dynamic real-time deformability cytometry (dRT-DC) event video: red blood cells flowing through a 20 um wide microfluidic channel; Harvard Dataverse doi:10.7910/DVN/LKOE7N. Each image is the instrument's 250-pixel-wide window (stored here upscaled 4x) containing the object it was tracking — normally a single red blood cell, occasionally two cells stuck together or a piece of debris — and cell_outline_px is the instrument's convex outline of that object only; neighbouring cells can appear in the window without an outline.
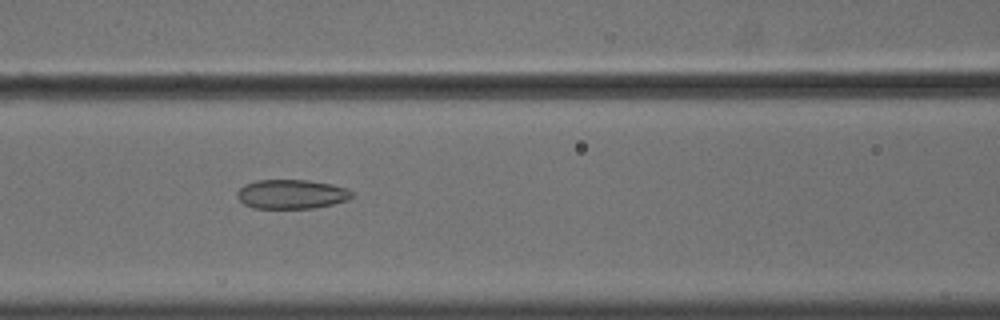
{"species": "common noctule bat (a hibernating species)", "species_latin": "Nyctalus noctula", "temperature_condition": "cold", "stored_images_in_passage": 55, "camera_frame_rate_fps": 3000, "um_per_image_px": 0.085, "animal": {"sex": "male", "body_mass_g": 18.8}, "frame": {"image": 1, "passage_image": 24, "time_ms": 7.667, "image_size_px": [1000, 320], "cell_outline_px": [[352, 196], [348, 200], [332, 204], [312, 208], [252, 208], [244, 204], [236, 196], [236, 192], [244, 184], [256, 180], [308, 180], [332, 184], [348, 188], [352, 192]], "centroid_in_image_um": [24.76, 16.5], "position_along_channel_um": 141.8, "area_um2": 19.65}}
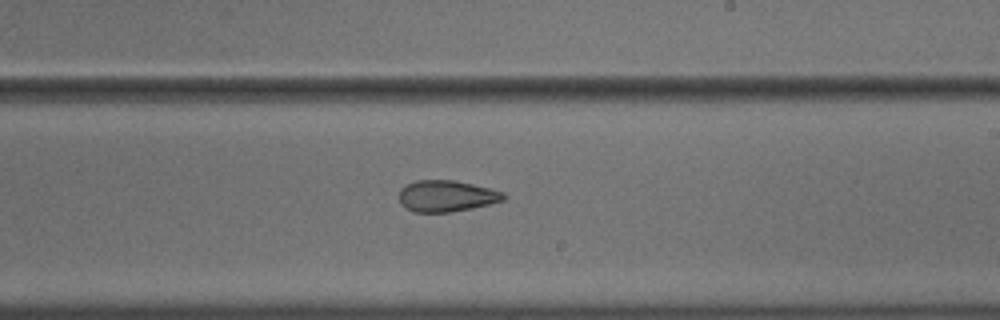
{"frame": {"image": 2, "passage_image": 33, "time_ms": 10.667, "image_size_px": [1000, 320], "cell_outline_px": [[508, 196], [504, 200], [472, 208], [448, 212], [412, 212], [404, 208], [400, 204], [400, 188], [416, 180], [452, 180], [472, 184], [504, 192]], "centroid_in_image_um": [37.93, 16.67], "position_along_channel_um": 251.1, "area_um2": 19.07}}
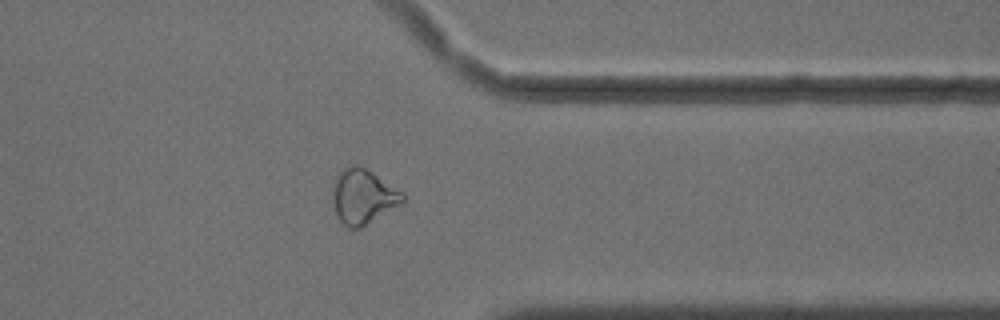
{"frame": {"image": 3, "passage_image": 44, "time_ms": 14.333, "image_size_px": [1000, 320], "cell_outline_px": [[408, 196], [404, 204], [360, 228], [348, 228], [336, 216], [332, 196], [332, 192], [336, 176], [344, 168], [356, 164], [372, 172], [404, 192]], "centroid_in_image_um": [30.92, 16.72], "position_along_channel_um": 380.5, "area_um2": 22.66}, "authors_computed_cell_mechanics": {"area_um2": 23.4668, "velocity_mm_per_s": 3.6481, "shape_relaxation_time_tau1_ms": null, "shape_relaxation_time_tau2_ms": 3.0633, "deformation_change_tau1": null, "deformation_change_tau2": 0.1043}}